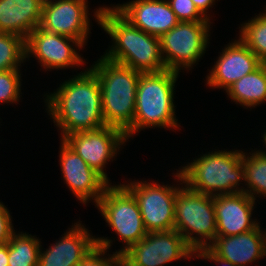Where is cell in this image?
<instances>
[{"label":"cell","instance_id":"cell-1","mask_svg":"<svg viewBox=\"0 0 266 266\" xmlns=\"http://www.w3.org/2000/svg\"><path fill=\"white\" fill-rule=\"evenodd\" d=\"M47 114L62 140L67 135L96 130L106 126L103 118L101 87L96 73L91 68L77 73L64 82L53 93L44 95Z\"/></svg>","mask_w":266,"mask_h":266},{"label":"cell","instance_id":"cell-2","mask_svg":"<svg viewBox=\"0 0 266 266\" xmlns=\"http://www.w3.org/2000/svg\"><path fill=\"white\" fill-rule=\"evenodd\" d=\"M94 10L97 24L112 40V46L105 50L103 57L139 73H156L167 69L158 37L136 28L113 5Z\"/></svg>","mask_w":266,"mask_h":266},{"label":"cell","instance_id":"cell-3","mask_svg":"<svg viewBox=\"0 0 266 266\" xmlns=\"http://www.w3.org/2000/svg\"><path fill=\"white\" fill-rule=\"evenodd\" d=\"M180 73L164 70L140 73L133 125L125 132L128 141L145 128L180 130L174 104V88Z\"/></svg>","mask_w":266,"mask_h":266},{"label":"cell","instance_id":"cell-4","mask_svg":"<svg viewBox=\"0 0 266 266\" xmlns=\"http://www.w3.org/2000/svg\"><path fill=\"white\" fill-rule=\"evenodd\" d=\"M215 150L178 169L184 185L211 196L244 192L242 150Z\"/></svg>","mask_w":266,"mask_h":266},{"label":"cell","instance_id":"cell-5","mask_svg":"<svg viewBox=\"0 0 266 266\" xmlns=\"http://www.w3.org/2000/svg\"><path fill=\"white\" fill-rule=\"evenodd\" d=\"M90 68L96 73L101 87L105 125L125 133L133 125L140 73L103 56Z\"/></svg>","mask_w":266,"mask_h":266},{"label":"cell","instance_id":"cell-6","mask_svg":"<svg viewBox=\"0 0 266 266\" xmlns=\"http://www.w3.org/2000/svg\"><path fill=\"white\" fill-rule=\"evenodd\" d=\"M183 186L175 197L174 229L197 252L208 247L216 238L214 196Z\"/></svg>","mask_w":266,"mask_h":266},{"label":"cell","instance_id":"cell-7","mask_svg":"<svg viewBox=\"0 0 266 266\" xmlns=\"http://www.w3.org/2000/svg\"><path fill=\"white\" fill-rule=\"evenodd\" d=\"M95 207L119 241L125 243L115 252L123 254L147 235L138 202L122 183L110 184Z\"/></svg>","mask_w":266,"mask_h":266},{"label":"cell","instance_id":"cell-8","mask_svg":"<svg viewBox=\"0 0 266 266\" xmlns=\"http://www.w3.org/2000/svg\"><path fill=\"white\" fill-rule=\"evenodd\" d=\"M173 176L175 178L173 180L179 183L172 186L160 184L158 181L148 182V180L123 182L138 202L147 232L174 230L175 197L184 183L179 170L173 173Z\"/></svg>","mask_w":266,"mask_h":266},{"label":"cell","instance_id":"cell-9","mask_svg":"<svg viewBox=\"0 0 266 266\" xmlns=\"http://www.w3.org/2000/svg\"><path fill=\"white\" fill-rule=\"evenodd\" d=\"M212 22H179L160 38L161 53L168 70H192L210 44ZM180 70V71H179Z\"/></svg>","mask_w":266,"mask_h":266},{"label":"cell","instance_id":"cell-10","mask_svg":"<svg viewBox=\"0 0 266 266\" xmlns=\"http://www.w3.org/2000/svg\"><path fill=\"white\" fill-rule=\"evenodd\" d=\"M124 266H165L174 261L195 259V251L174 230L148 232L122 254Z\"/></svg>","mask_w":266,"mask_h":266},{"label":"cell","instance_id":"cell-11","mask_svg":"<svg viewBox=\"0 0 266 266\" xmlns=\"http://www.w3.org/2000/svg\"><path fill=\"white\" fill-rule=\"evenodd\" d=\"M62 140L109 184L111 181L104 168L128 142L125 133L113 126L74 132Z\"/></svg>","mask_w":266,"mask_h":266},{"label":"cell","instance_id":"cell-12","mask_svg":"<svg viewBox=\"0 0 266 266\" xmlns=\"http://www.w3.org/2000/svg\"><path fill=\"white\" fill-rule=\"evenodd\" d=\"M83 48L85 47L78 40L55 34L40 26L34 29L25 40L26 60L36 57L35 60H38L37 62L45 71L83 66L87 62L77 51Z\"/></svg>","mask_w":266,"mask_h":266},{"label":"cell","instance_id":"cell-13","mask_svg":"<svg viewBox=\"0 0 266 266\" xmlns=\"http://www.w3.org/2000/svg\"><path fill=\"white\" fill-rule=\"evenodd\" d=\"M88 7V0L46 1L39 26L55 34L74 38L85 46L92 26Z\"/></svg>","mask_w":266,"mask_h":266},{"label":"cell","instance_id":"cell-14","mask_svg":"<svg viewBox=\"0 0 266 266\" xmlns=\"http://www.w3.org/2000/svg\"><path fill=\"white\" fill-rule=\"evenodd\" d=\"M60 142L59 165L64 184L80 203L86 205L92 201L96 205L110 184L63 140Z\"/></svg>","mask_w":266,"mask_h":266},{"label":"cell","instance_id":"cell-15","mask_svg":"<svg viewBox=\"0 0 266 266\" xmlns=\"http://www.w3.org/2000/svg\"><path fill=\"white\" fill-rule=\"evenodd\" d=\"M206 75L210 88L227 90L243 76L256 70L262 62L239 38L225 45Z\"/></svg>","mask_w":266,"mask_h":266},{"label":"cell","instance_id":"cell-16","mask_svg":"<svg viewBox=\"0 0 266 266\" xmlns=\"http://www.w3.org/2000/svg\"><path fill=\"white\" fill-rule=\"evenodd\" d=\"M113 7L136 28L158 38L179 23L167 0H129Z\"/></svg>","mask_w":266,"mask_h":266},{"label":"cell","instance_id":"cell-17","mask_svg":"<svg viewBox=\"0 0 266 266\" xmlns=\"http://www.w3.org/2000/svg\"><path fill=\"white\" fill-rule=\"evenodd\" d=\"M256 200L244 192L214 196L216 236L238 235L254 229L260 222L252 218Z\"/></svg>","mask_w":266,"mask_h":266},{"label":"cell","instance_id":"cell-18","mask_svg":"<svg viewBox=\"0 0 266 266\" xmlns=\"http://www.w3.org/2000/svg\"><path fill=\"white\" fill-rule=\"evenodd\" d=\"M259 223L254 229L230 236H216L208 248L236 266H250L266 256V231ZM262 228V229H261Z\"/></svg>","mask_w":266,"mask_h":266},{"label":"cell","instance_id":"cell-19","mask_svg":"<svg viewBox=\"0 0 266 266\" xmlns=\"http://www.w3.org/2000/svg\"><path fill=\"white\" fill-rule=\"evenodd\" d=\"M42 0H0V32L27 39L41 22Z\"/></svg>","mask_w":266,"mask_h":266},{"label":"cell","instance_id":"cell-20","mask_svg":"<svg viewBox=\"0 0 266 266\" xmlns=\"http://www.w3.org/2000/svg\"><path fill=\"white\" fill-rule=\"evenodd\" d=\"M77 221L63 234L56 243L50 244L39 256H59L64 260V266H78L97 247L93 236L85 226Z\"/></svg>","mask_w":266,"mask_h":266},{"label":"cell","instance_id":"cell-21","mask_svg":"<svg viewBox=\"0 0 266 266\" xmlns=\"http://www.w3.org/2000/svg\"><path fill=\"white\" fill-rule=\"evenodd\" d=\"M229 99L244 108H256L266 102V66L262 63L256 70L233 83L226 91Z\"/></svg>","mask_w":266,"mask_h":266},{"label":"cell","instance_id":"cell-22","mask_svg":"<svg viewBox=\"0 0 266 266\" xmlns=\"http://www.w3.org/2000/svg\"><path fill=\"white\" fill-rule=\"evenodd\" d=\"M254 151V152H253ZM244 193L252 199L266 197V154L254 149L251 153L242 151ZM247 186V187H246Z\"/></svg>","mask_w":266,"mask_h":266},{"label":"cell","instance_id":"cell-23","mask_svg":"<svg viewBox=\"0 0 266 266\" xmlns=\"http://www.w3.org/2000/svg\"><path fill=\"white\" fill-rule=\"evenodd\" d=\"M15 231L8 244V266H38L41 241L36 235Z\"/></svg>","mask_w":266,"mask_h":266},{"label":"cell","instance_id":"cell-24","mask_svg":"<svg viewBox=\"0 0 266 266\" xmlns=\"http://www.w3.org/2000/svg\"><path fill=\"white\" fill-rule=\"evenodd\" d=\"M239 27V39L254 52L262 63H266V8L243 22Z\"/></svg>","mask_w":266,"mask_h":266},{"label":"cell","instance_id":"cell-25","mask_svg":"<svg viewBox=\"0 0 266 266\" xmlns=\"http://www.w3.org/2000/svg\"><path fill=\"white\" fill-rule=\"evenodd\" d=\"M26 62L25 39L0 32V71L20 69Z\"/></svg>","mask_w":266,"mask_h":266},{"label":"cell","instance_id":"cell-26","mask_svg":"<svg viewBox=\"0 0 266 266\" xmlns=\"http://www.w3.org/2000/svg\"><path fill=\"white\" fill-rule=\"evenodd\" d=\"M96 248L81 262L80 266H124L122 254H107L113 243L108 237H95Z\"/></svg>","mask_w":266,"mask_h":266},{"label":"cell","instance_id":"cell-27","mask_svg":"<svg viewBox=\"0 0 266 266\" xmlns=\"http://www.w3.org/2000/svg\"><path fill=\"white\" fill-rule=\"evenodd\" d=\"M21 69L0 71V104H19L21 100Z\"/></svg>","mask_w":266,"mask_h":266},{"label":"cell","instance_id":"cell-28","mask_svg":"<svg viewBox=\"0 0 266 266\" xmlns=\"http://www.w3.org/2000/svg\"><path fill=\"white\" fill-rule=\"evenodd\" d=\"M179 22H211L195 7L192 0H167Z\"/></svg>","mask_w":266,"mask_h":266},{"label":"cell","instance_id":"cell-29","mask_svg":"<svg viewBox=\"0 0 266 266\" xmlns=\"http://www.w3.org/2000/svg\"><path fill=\"white\" fill-rule=\"evenodd\" d=\"M15 232L8 207L0 201V245L6 244Z\"/></svg>","mask_w":266,"mask_h":266},{"label":"cell","instance_id":"cell-30","mask_svg":"<svg viewBox=\"0 0 266 266\" xmlns=\"http://www.w3.org/2000/svg\"><path fill=\"white\" fill-rule=\"evenodd\" d=\"M195 258L196 259H204L206 261H213L214 263H218L217 265H221V266H236L234 264H232L230 261L221 259L220 257H217L208 247L203 248L198 250L197 252H195Z\"/></svg>","mask_w":266,"mask_h":266},{"label":"cell","instance_id":"cell-31","mask_svg":"<svg viewBox=\"0 0 266 266\" xmlns=\"http://www.w3.org/2000/svg\"><path fill=\"white\" fill-rule=\"evenodd\" d=\"M198 11L208 20H210V14H208L210 7L216 3V0H192Z\"/></svg>","mask_w":266,"mask_h":266},{"label":"cell","instance_id":"cell-32","mask_svg":"<svg viewBox=\"0 0 266 266\" xmlns=\"http://www.w3.org/2000/svg\"><path fill=\"white\" fill-rule=\"evenodd\" d=\"M38 266H64L59 256H39Z\"/></svg>","mask_w":266,"mask_h":266},{"label":"cell","instance_id":"cell-33","mask_svg":"<svg viewBox=\"0 0 266 266\" xmlns=\"http://www.w3.org/2000/svg\"><path fill=\"white\" fill-rule=\"evenodd\" d=\"M0 266H8V244L0 245Z\"/></svg>","mask_w":266,"mask_h":266},{"label":"cell","instance_id":"cell-34","mask_svg":"<svg viewBox=\"0 0 266 266\" xmlns=\"http://www.w3.org/2000/svg\"><path fill=\"white\" fill-rule=\"evenodd\" d=\"M264 134H262L263 136H262V138H263V143H264V146L266 147V130H264V132H263ZM259 151L261 152V153H264V154H266V151L264 150L263 151V149L262 150H260L259 149Z\"/></svg>","mask_w":266,"mask_h":266}]
</instances>
